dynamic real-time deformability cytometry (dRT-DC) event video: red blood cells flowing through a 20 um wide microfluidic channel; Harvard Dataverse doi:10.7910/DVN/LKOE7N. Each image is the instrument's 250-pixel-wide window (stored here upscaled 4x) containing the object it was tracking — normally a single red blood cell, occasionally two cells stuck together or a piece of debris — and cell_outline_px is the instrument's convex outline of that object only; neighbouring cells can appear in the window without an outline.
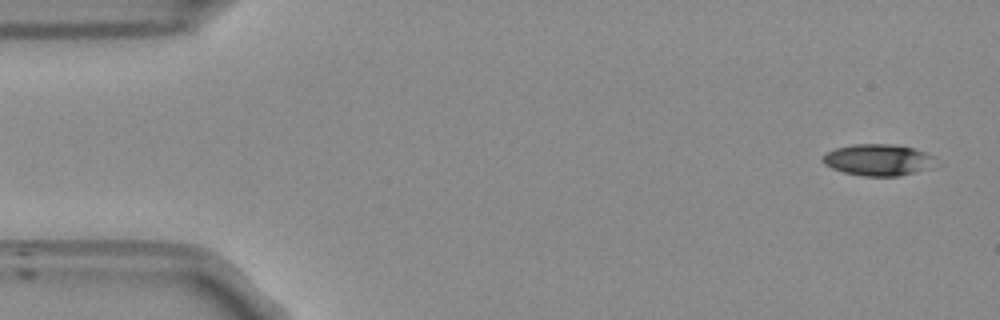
{"species": "Egyptian fruit bat (a non-hibernating species)", "species_latin": "Rousettus aegyptiacus", "temperature_condition": "room temperature", "stored_images_in_passage": 50, "camera_frame_rate_fps": 3000, "um_per_image_px": 0.085, "frame": {"image": 1, "passage_image": 1, "time_ms": 0.0, "image_size_px": [1000, 320], "cell_outline_px": [[936, 168], [900, 176], [864, 176], [844, 172], [832, 168], [824, 164], [824, 156], [828, 152], [836, 148], [856, 144], [892, 144], [912, 148], [924, 152], [932, 156]], "centroid_in_image_um": [74.7, 13.61], "position_along_channel_um": 10.3, "area_um2": 20.63}}
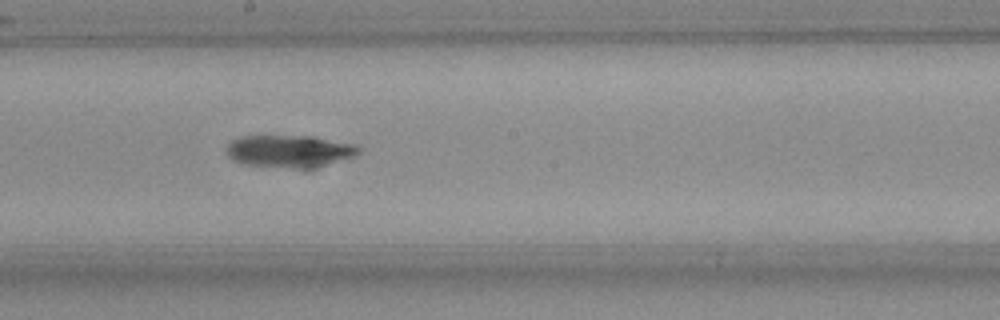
{"frame": {"image": 2, "passage_image": 27, "time_ms": 8.667, "image_size_px": [1000, 320], "cell_outline_px": [[360, 152], [352, 156], [324, 164], [308, 168], [300, 168], [244, 164], [228, 156], [228, 144], [232, 140], [240, 136], [312, 136], [352, 144], [360, 148]], "centroid_in_image_um": [24.57, 12.83], "position_along_channel_um": 223.6, "area_um2": 24.1}}
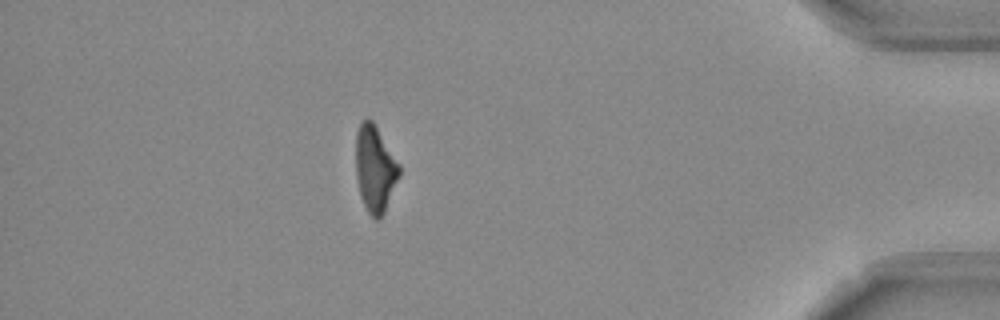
{"frame": {"image": 3, "passage_image": 45, "time_ms": 14.667, "image_size_px": [1000, 320], "cell_outline_px": [[400, 176], [384, 212], [380, 220], [376, 220], [368, 212], [360, 196], [356, 176], [356, 132], [360, 124], [364, 120], [372, 120], [400, 164]], "centroid_in_image_um": [31.88, 14.37], "position_along_channel_um": 403.3, "area_um2": 21.79}, "authors_computed_cell_mechanics": {"area_um2": 22.542, "velocity_mm_per_s": 3.8379, "shape_relaxation_time_tau1_ms": 4.4799, "shape_relaxation_time_tau2_ms": 8.3701, "deformation_change_tau1": 0.1669, "deformation_change_tau2": 0.2249}}